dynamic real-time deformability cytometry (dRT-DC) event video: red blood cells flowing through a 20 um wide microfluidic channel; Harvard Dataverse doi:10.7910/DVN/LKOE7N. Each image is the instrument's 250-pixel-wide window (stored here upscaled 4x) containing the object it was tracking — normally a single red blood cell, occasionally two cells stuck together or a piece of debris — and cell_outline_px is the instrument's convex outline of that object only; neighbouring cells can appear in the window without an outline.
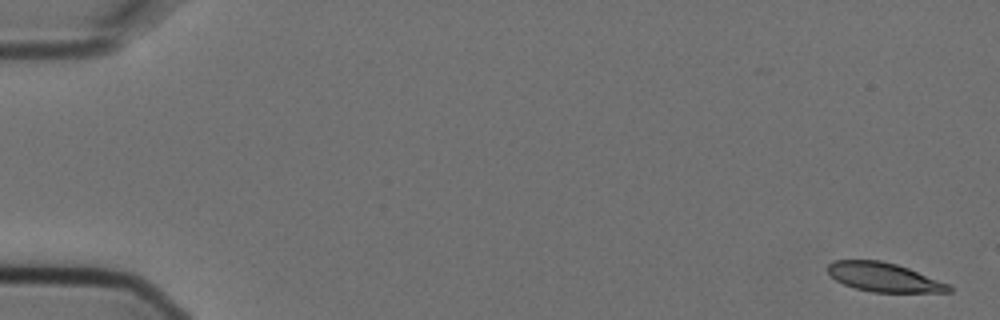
{"species": "Egyptian fruit bat (a non-hibernating species)", "species_latin": "Rousettus aegyptiacus", "temperature_condition": "cold", "stored_images_in_passage": 7, "camera_frame_rate_fps": 3000, "um_per_image_px": 0.085, "animal": {"sex": "female"}, "frame": {"image": 1, "passage_image": 1, "time_ms": 0.0, "image_size_px": [1000, 320], "cell_outline_px": [[952, 292], [872, 292], [856, 288], [844, 284], [836, 280], [828, 272], [828, 264], [832, 260], [880, 260], [896, 264], [908, 268], [948, 284], [952, 288]], "centroid_in_image_um": [75.11, 23.56], "position_along_channel_um": 9.9, "area_um2": 20.23}}
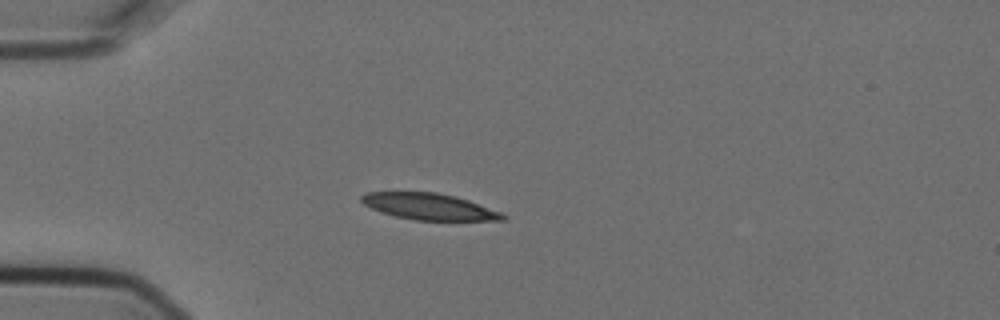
{"frame": {"image": 2, "passage_image": 5, "time_ms": 1.333, "image_size_px": [1000, 320], "cell_outline_px": [[508, 216], [504, 220], [416, 220], [396, 216], [380, 212], [364, 204], [360, 200], [360, 196], [368, 192], [436, 192], [456, 196], [468, 200], [500, 212]], "centroid_in_image_um": [36.47, 17.55], "position_along_channel_um": 48.5, "area_um2": 21.56}}
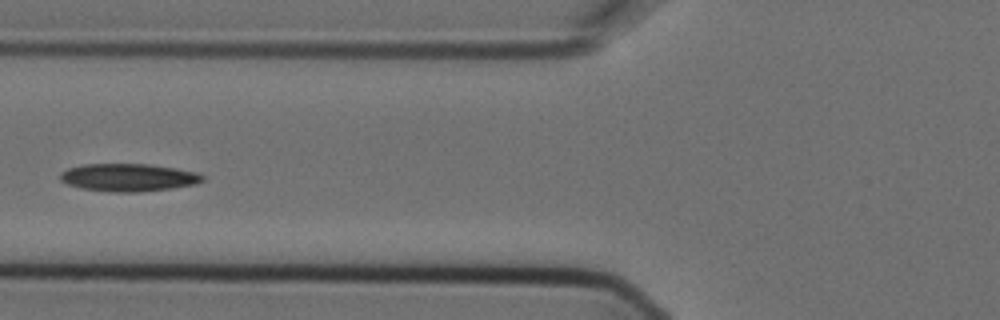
{"frame": {"image": 3, "passage_image": 7, "time_ms": 2.0, "image_size_px": [1000, 320], "cell_outline_px": [[204, 180], [196, 184], [172, 188], [136, 192], [112, 192], [80, 188], [68, 184], [60, 180], [60, 172], [68, 168], [84, 164], [148, 164], [176, 168], [200, 172], [204, 176]], "centroid_in_image_um": [10.94, 15.08], "position_along_channel_um": 114.9, "area_um2": 23.12}}